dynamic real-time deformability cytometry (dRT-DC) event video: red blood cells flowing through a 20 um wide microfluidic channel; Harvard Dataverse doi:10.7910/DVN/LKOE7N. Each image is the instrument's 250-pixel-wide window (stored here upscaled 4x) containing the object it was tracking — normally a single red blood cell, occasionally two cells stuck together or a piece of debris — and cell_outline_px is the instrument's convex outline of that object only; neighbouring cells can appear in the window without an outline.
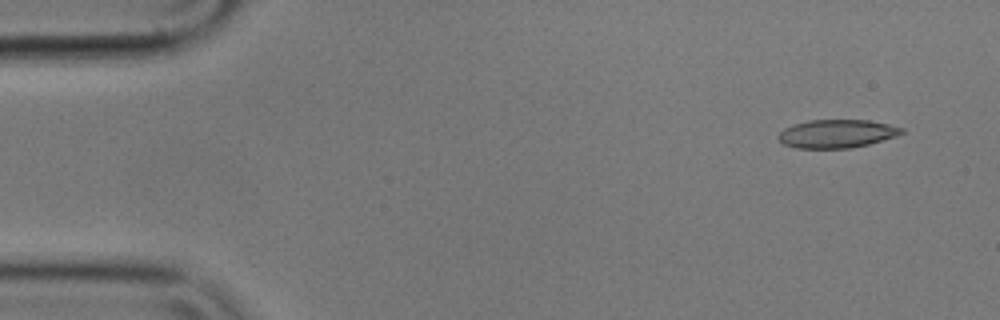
{"species": "common noctule bat (a hibernating species)", "species_latin": "Nyctalus noctula", "temperature_condition": "cold", "stored_images_in_passage": 5, "camera_frame_rate_fps": 3000, "um_per_image_px": 0.085, "animal": {"sex": "male", "body_mass_g": 17.9}, "frame": {"image": 1, "passage_image": 1, "time_ms": 0.0, "image_size_px": [1000, 320], "cell_outline_px": [[904, 132], [896, 136], [868, 144], [852, 148], [796, 148], [784, 144], [776, 136], [784, 128], [792, 124], [808, 120], [868, 120], [888, 124], [904, 128]], "centroid_in_image_um": [71.11, 11.36], "position_along_channel_um": 13.9, "area_um2": 20.35}}
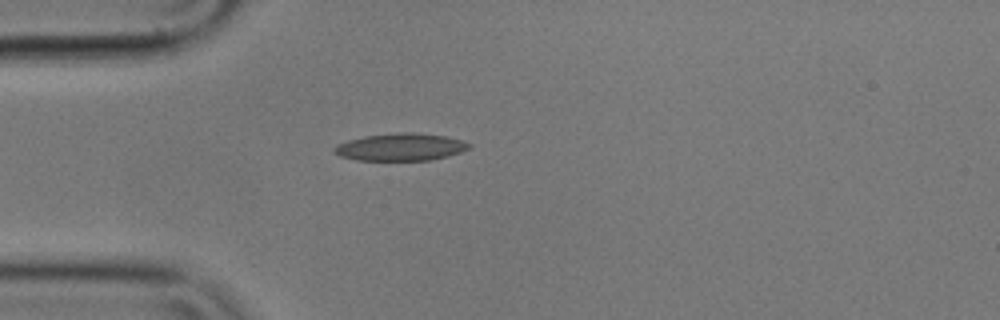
{"frame": {"image": 2, "passage_image": 4, "time_ms": 1.0, "image_size_px": [1000, 320], "cell_outline_px": [[472, 144], [468, 148], [460, 152], [448, 156], [432, 160], [356, 160], [340, 156], [332, 152], [332, 148], [336, 144], [348, 140], [364, 136], [400, 132], [412, 132], [448, 136]], "centroid_in_image_um": [34.02, 12.49], "position_along_channel_um": 51.0, "area_um2": 21.62}}